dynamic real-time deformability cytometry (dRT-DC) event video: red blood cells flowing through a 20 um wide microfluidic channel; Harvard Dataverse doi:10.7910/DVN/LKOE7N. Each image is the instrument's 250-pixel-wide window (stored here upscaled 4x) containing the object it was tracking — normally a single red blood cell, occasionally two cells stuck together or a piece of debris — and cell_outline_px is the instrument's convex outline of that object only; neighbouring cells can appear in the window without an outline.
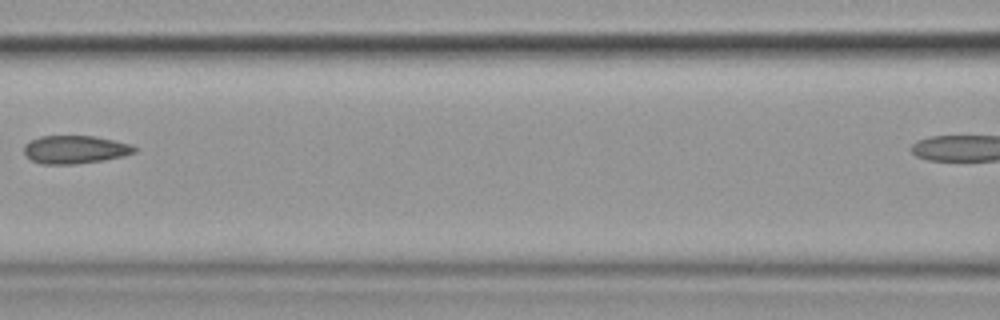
{"species": "common noctule bat (a hibernating species)", "species_latin": "Nyctalus noctula", "temperature_condition": "cold", "stored_images_in_passage": 6, "segment_of_instrument_passage": [1, 2], "camera_frame_rate_fps": 3000, "um_per_image_px": 0.085, "animal": {"sex": "female", "body_mass_g": 19.9}, "frame": {"image": 1, "passage_image": 5, "time_ms": 5.333, "image_size_px": [1000, 320], "cell_outline_px": [[140, 148], [136, 152], [124, 156], [104, 160], [76, 164], [44, 164], [32, 160], [24, 156], [24, 144], [40, 136], [96, 136], [132, 144]], "centroid_in_image_um": [6.42, 12.71], "position_along_channel_um": 160.2, "area_um2": 18.32}}